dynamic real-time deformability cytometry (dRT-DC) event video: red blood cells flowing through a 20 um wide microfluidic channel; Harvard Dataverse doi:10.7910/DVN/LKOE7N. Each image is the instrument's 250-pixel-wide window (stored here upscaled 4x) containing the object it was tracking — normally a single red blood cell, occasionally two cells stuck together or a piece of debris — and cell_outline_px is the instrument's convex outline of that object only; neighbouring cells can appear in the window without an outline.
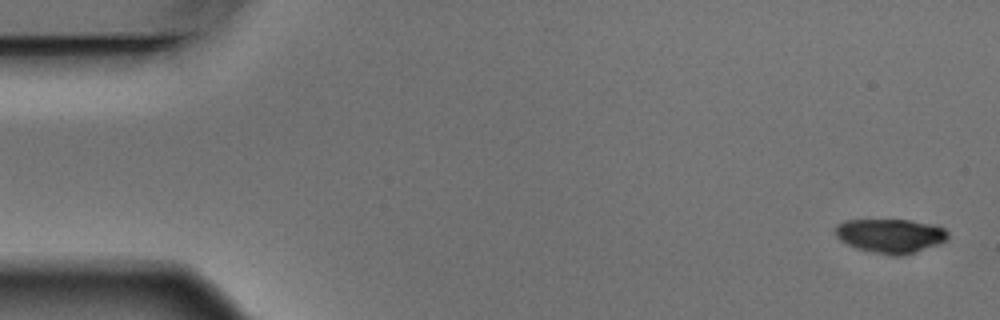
{"species": "Egyptian fruit bat (a non-hibernating species)", "species_latin": "Rousettus aegyptiacus", "temperature_condition": "warm", "stored_images_in_passage": 5, "camera_frame_rate_fps": 3000, "um_per_image_px": 0.085, "animal": {"sex": "male"}, "frame": {"image": 1, "passage_image": 1, "time_ms": 0.0, "image_size_px": [1000, 320], "cell_outline_px": [[948, 236], [940, 244], [900, 256], [892, 256], [872, 252], [856, 248], [840, 240], [836, 236], [836, 224], [844, 220], [912, 220], [936, 224], [944, 228], [948, 232]], "centroid_in_image_um": [75.7, 20.03], "position_along_channel_um": 9.3, "area_um2": 22.48}}
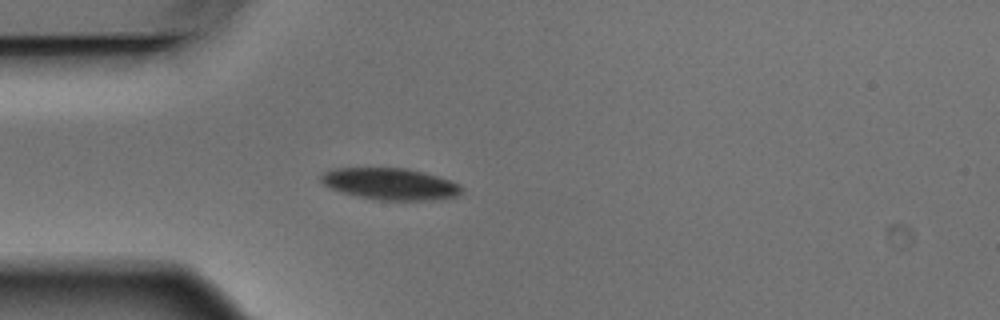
{"frame": {"image": 2, "passage_image": 5, "time_ms": 1.333, "image_size_px": [1000, 320], "cell_outline_px": [[464, 192], [460, 196], [440, 200], [380, 200], [360, 196], [328, 188], [320, 180], [320, 176], [324, 172], [332, 168], [408, 168], [424, 172], [460, 184], [464, 188]], "centroid_in_image_um": [33.23, 15.63], "position_along_channel_um": 51.8, "area_um2": 26.13}}